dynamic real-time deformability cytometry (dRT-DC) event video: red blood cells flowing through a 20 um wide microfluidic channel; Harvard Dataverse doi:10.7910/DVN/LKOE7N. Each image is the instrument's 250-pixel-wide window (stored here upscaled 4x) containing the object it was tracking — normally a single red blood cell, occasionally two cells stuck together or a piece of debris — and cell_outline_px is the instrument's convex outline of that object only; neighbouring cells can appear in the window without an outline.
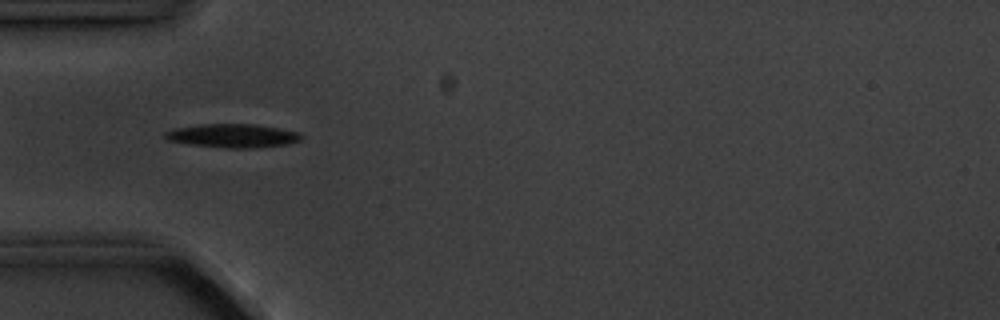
{"species": "common noctule bat (a hibernating species)", "species_latin": "Nyctalus noctula", "temperature_condition": "cold", "stored_images_in_passage": 11, "camera_frame_rate_fps": 3000, "um_per_image_px": 0.085, "animal": {"sex": "male", "body_mass_g": 20.1, "forearm_length_mm": 53.5}, "frame": {"image": 1, "passage_image": 5, "time_ms": 5.333, "image_size_px": [1000, 320], "cell_outline_px": [[304, 136], [300, 140], [288, 144], [252, 148], [228, 148], [188, 144], [168, 140], [164, 136], [164, 132], [176, 128], [200, 124], [256, 124], [280, 128], [300, 132]], "centroid_in_image_um": [19.82, 11.53], "position_along_channel_um": 65.2, "area_um2": 18.84}}
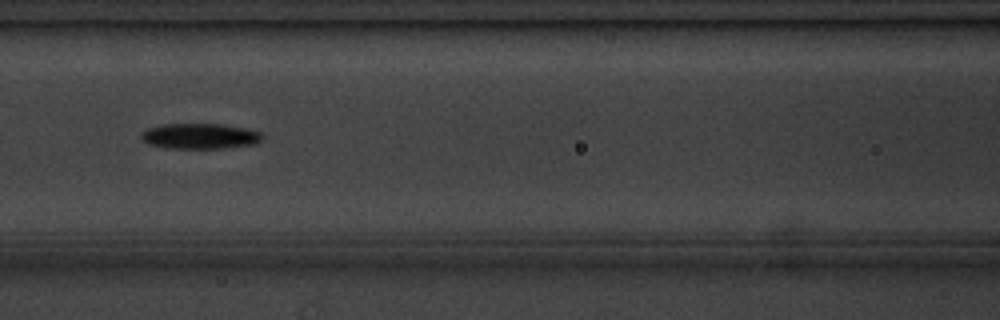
{"frame": {"image": 2, "passage_image": 7, "time_ms": 7.667, "image_size_px": [1000, 320], "cell_outline_px": [[264, 136], [256, 144], [224, 148], [168, 148], [148, 144], [140, 140], [140, 132], [148, 128], [160, 124], [224, 124], [244, 128], [260, 132]], "centroid_in_image_um": [16.95, 11.57], "position_along_channel_um": 149.7, "area_um2": 18.15}}